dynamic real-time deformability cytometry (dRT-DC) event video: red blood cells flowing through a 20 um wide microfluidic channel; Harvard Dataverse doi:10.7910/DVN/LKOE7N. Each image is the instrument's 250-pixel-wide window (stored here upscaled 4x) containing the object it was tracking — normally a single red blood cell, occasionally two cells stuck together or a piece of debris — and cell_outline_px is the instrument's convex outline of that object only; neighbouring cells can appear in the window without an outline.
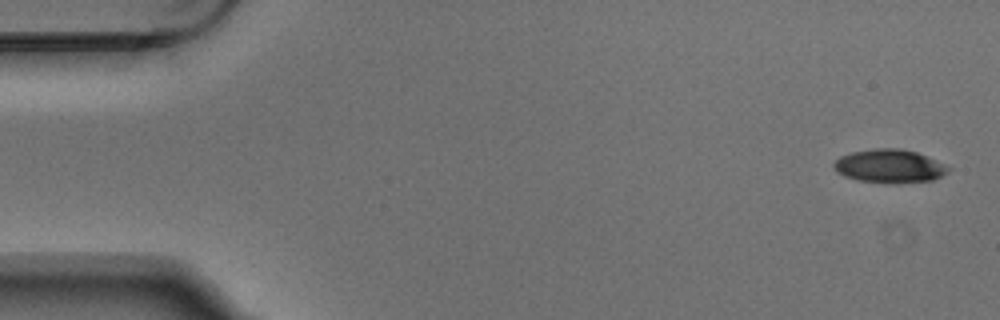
{"species": "Egyptian fruit bat (a non-hibernating species)", "species_latin": "Rousettus aegyptiacus", "temperature_condition": "warm", "stored_images_in_passage": 4, "camera_frame_rate_fps": 3000, "um_per_image_px": 0.085, "animal": {"sex": "male"}, "frame": {"image": 1, "passage_image": 1, "time_ms": 0.0, "image_size_px": [1000, 320], "cell_outline_px": [[952, 168], [948, 172], [932, 180], [860, 180], [844, 176], [836, 172], [832, 164], [840, 156], [852, 152], [876, 148], [900, 148], [916, 152]], "centroid_in_image_um": [75.56, 14.06], "position_along_channel_um": 9.4, "area_um2": 21.15}}
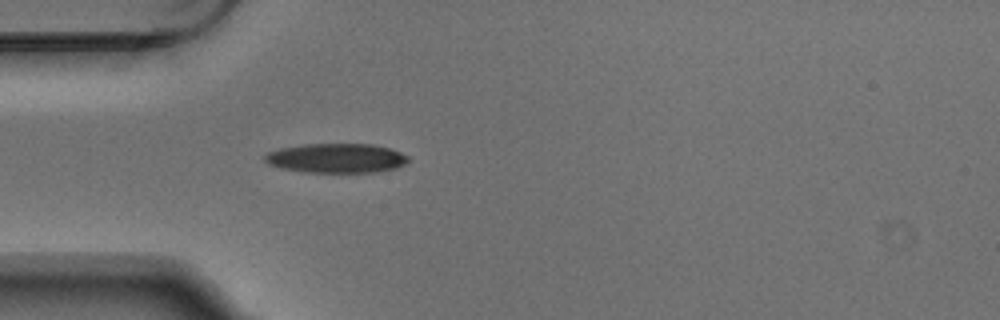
{"frame": {"image": 2, "passage_image": 4, "time_ms": 1.0, "image_size_px": [1000, 320], "cell_outline_px": [[408, 160], [404, 164], [396, 168], [376, 172], [304, 172], [280, 168], [268, 164], [264, 160], [264, 156], [268, 152], [280, 148], [304, 144], [372, 144], [388, 148], [400, 152], [408, 156]], "centroid_in_image_um": [28.56, 13.44], "position_along_channel_um": 56.4, "area_um2": 24.57}}